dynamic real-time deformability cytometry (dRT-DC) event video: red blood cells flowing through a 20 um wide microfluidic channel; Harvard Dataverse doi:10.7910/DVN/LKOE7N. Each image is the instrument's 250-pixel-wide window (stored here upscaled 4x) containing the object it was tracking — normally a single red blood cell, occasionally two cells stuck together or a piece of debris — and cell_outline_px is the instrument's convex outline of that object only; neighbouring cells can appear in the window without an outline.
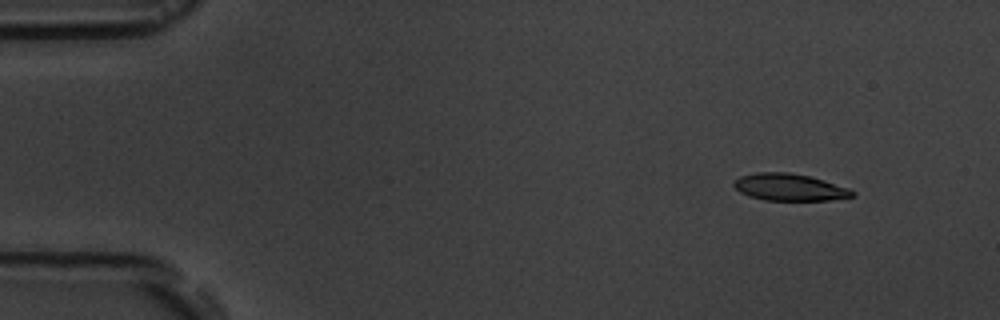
{"species": "common noctule bat (a hibernating species)", "species_latin": "Nyctalus noctula", "temperature_condition": "room temperature", "stored_images_in_passage": 5, "camera_frame_rate_fps": 3000, "um_per_image_px": 0.085, "animal": {"sex": "male", "body_mass_g": 19.5, "forearm_length_mm": 54.6}, "frame": {"image": 1, "passage_image": 2, "time_ms": 1.0, "image_size_px": [1000, 320], "cell_outline_px": [[856, 196], [828, 200], [764, 200], [748, 196], [740, 192], [732, 184], [732, 180], [740, 176], [756, 172], [788, 172], [812, 176], [848, 188], [856, 192]], "centroid_in_image_um": [67.09, 15.9], "position_along_channel_um": 17.9, "area_um2": 18.84}}
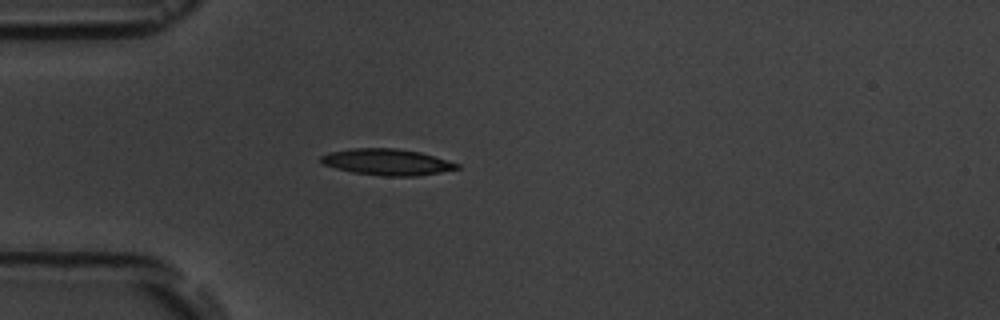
{"frame": {"image": 2, "passage_image": 5, "time_ms": 4.333, "image_size_px": [1000, 320], "cell_outline_px": [[460, 168], [440, 172], [416, 176], [384, 176], [352, 172], [336, 168], [324, 164], [320, 160], [320, 156], [328, 152], [352, 148], [396, 148], [420, 152], [460, 164]], "centroid_in_image_um": [32.89, 13.77], "position_along_channel_um": 52.1, "area_um2": 20.75}}